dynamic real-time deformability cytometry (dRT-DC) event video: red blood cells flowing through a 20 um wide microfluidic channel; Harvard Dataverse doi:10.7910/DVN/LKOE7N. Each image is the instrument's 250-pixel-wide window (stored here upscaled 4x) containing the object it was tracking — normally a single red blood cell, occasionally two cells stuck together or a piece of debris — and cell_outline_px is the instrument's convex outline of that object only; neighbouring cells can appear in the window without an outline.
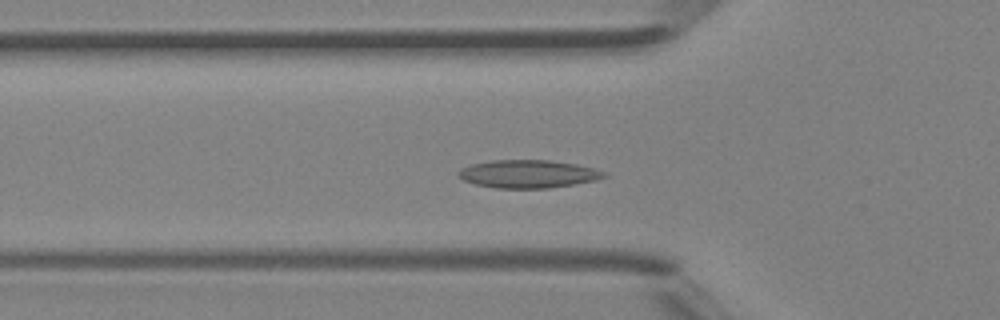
{"species": "Egyptian fruit bat (a non-hibernating species)", "species_latin": "Rousettus aegyptiacus", "temperature_condition": "room temperature", "stored_images_in_passage": 43, "camera_frame_rate_fps": 3000, "um_per_image_px": 0.085, "animal": {"sex": "female"}, "frame": {"image": 1, "passage_image": 12, "time_ms": 3.667, "image_size_px": [1000, 320], "cell_outline_px": [[608, 176], [596, 180], [576, 184], [548, 188], [496, 188], [476, 184], [464, 180], [456, 176], [456, 172], [460, 168], [472, 164], [492, 160], [548, 160], [576, 164], [592, 168], [604, 172]], "centroid_in_image_um": [44.86, 14.78], "position_along_channel_um": 80.9, "area_um2": 23.76}}
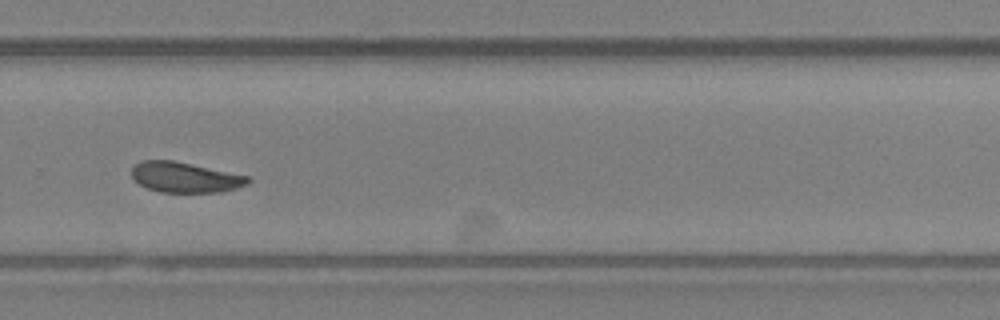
{"frame": {"image": 2, "passage_image": 28, "time_ms": 9.0, "image_size_px": [1000, 320], "cell_outline_px": [[252, 180], [248, 184], [236, 188], [220, 192], [160, 192], [148, 188], [132, 180], [132, 168], [140, 160], [172, 160], [248, 176]], "centroid_in_image_um": [15.71, 15.07], "position_along_channel_um": 314.1, "area_um2": 20.46}}
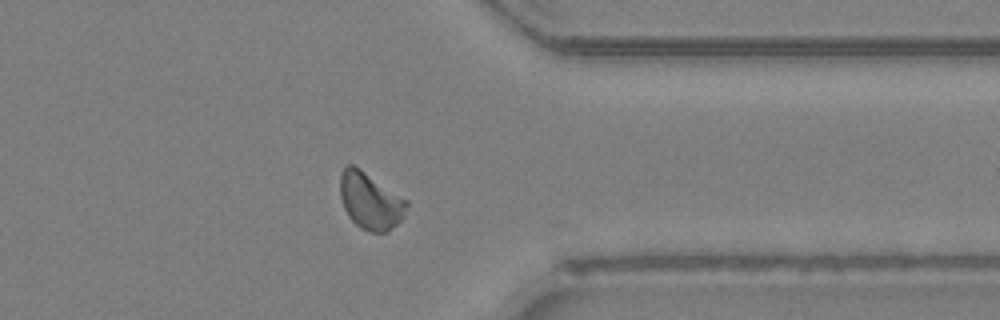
{"frame": {"image": 3, "passage_image": 33, "time_ms": 10.667, "image_size_px": [1000, 320], "cell_outline_px": [[408, 204], [404, 216], [388, 232], [372, 232], [360, 228], [348, 216], [344, 208], [340, 196], [340, 172], [348, 164], [352, 164], [360, 168], [408, 200]], "centroid_in_image_um": [31.47, 17.07], "position_along_channel_um": 379.9, "area_um2": 22.08}, "authors_computed_cell_mechanics": {"area_um2": 21.5594, "velocity_mm_per_s": 4.3765, "shape_relaxation_time_tau1_ms": 7.6757, "shape_relaxation_time_tau2_ms": 2.0931, "deformation_change_tau1": 0.1537, "deformation_change_tau2": 0.0653}}